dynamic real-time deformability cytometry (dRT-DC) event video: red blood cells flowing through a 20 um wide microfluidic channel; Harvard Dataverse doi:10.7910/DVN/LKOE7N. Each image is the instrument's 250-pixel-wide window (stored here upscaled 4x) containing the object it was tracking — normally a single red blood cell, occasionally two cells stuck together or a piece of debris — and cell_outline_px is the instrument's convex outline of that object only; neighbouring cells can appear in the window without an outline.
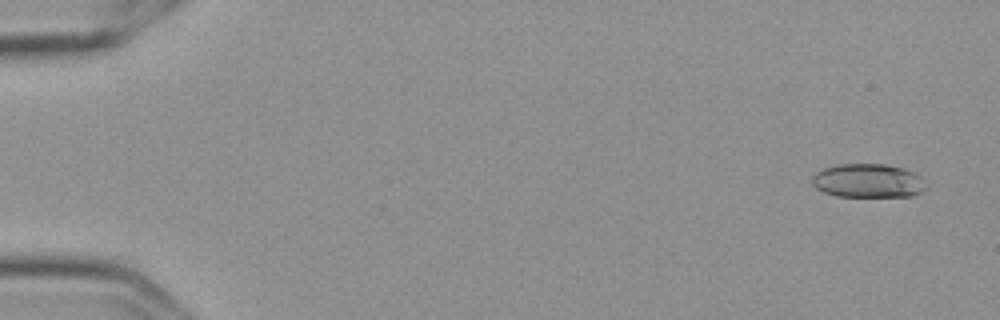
{"species": "Egyptian fruit bat (a non-hibernating species)", "species_latin": "Rousettus aegyptiacus", "temperature_condition": "cold", "stored_images_in_passage": 57, "camera_frame_rate_fps": 3000, "um_per_image_px": 0.085, "frame": {"image": 1, "passage_image": 3, "time_ms": 0.667, "image_size_px": [1000, 320], "cell_outline_px": [[924, 188], [920, 192], [912, 196], [836, 196], [824, 192], [816, 188], [812, 184], [812, 176], [816, 172], [824, 168], [840, 164], [884, 164], [904, 168], [924, 176]], "centroid_in_image_um": [73.79, 15.36], "position_along_channel_um": 11.2, "area_um2": 22.48}}
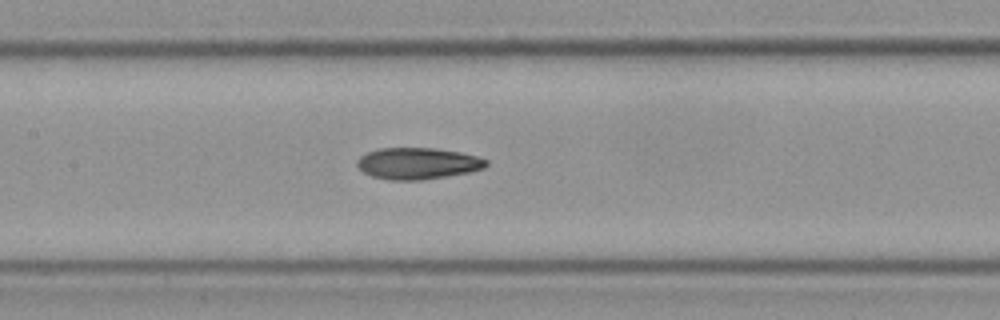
{"frame": {"image": 2, "passage_image": 28, "time_ms": 9.0, "image_size_px": [1000, 320], "cell_outline_px": [[488, 164], [484, 168], [468, 172], [420, 180], [388, 180], [372, 176], [364, 172], [356, 164], [356, 160], [360, 156], [376, 148], [436, 148], [460, 152], [476, 156], [488, 160]], "centroid_in_image_um": [35.48, 13.88], "position_along_channel_um": 171.9, "area_um2": 23.64}}
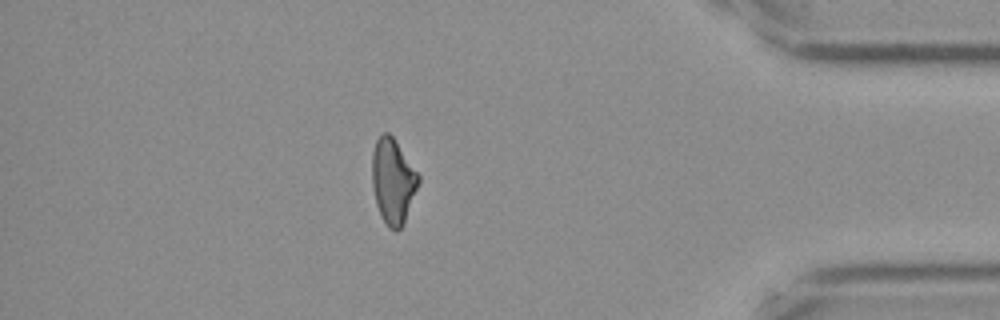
{"frame": {"image": 3, "passage_image": 50, "time_ms": 16.333, "image_size_px": [1000, 320], "cell_outline_px": [[420, 180], [404, 220], [400, 228], [396, 232], [388, 228], [380, 216], [376, 204], [372, 184], [372, 152], [376, 140], [384, 132], [388, 132], [392, 136], [420, 176]], "centroid_in_image_um": [33.37, 15.4], "position_along_channel_um": 401.8, "area_um2": 22.72}, "authors_computed_cell_mechanics": {"area_um2": 23.409, "velocity_mm_per_s": 3.6136, "shape_relaxation_time_tau1_ms": 8.8873, "shape_relaxation_time_tau2_ms": 3.6212, "deformation_change_tau1": 0.2012, "deformation_change_tau2": 0.1055}}